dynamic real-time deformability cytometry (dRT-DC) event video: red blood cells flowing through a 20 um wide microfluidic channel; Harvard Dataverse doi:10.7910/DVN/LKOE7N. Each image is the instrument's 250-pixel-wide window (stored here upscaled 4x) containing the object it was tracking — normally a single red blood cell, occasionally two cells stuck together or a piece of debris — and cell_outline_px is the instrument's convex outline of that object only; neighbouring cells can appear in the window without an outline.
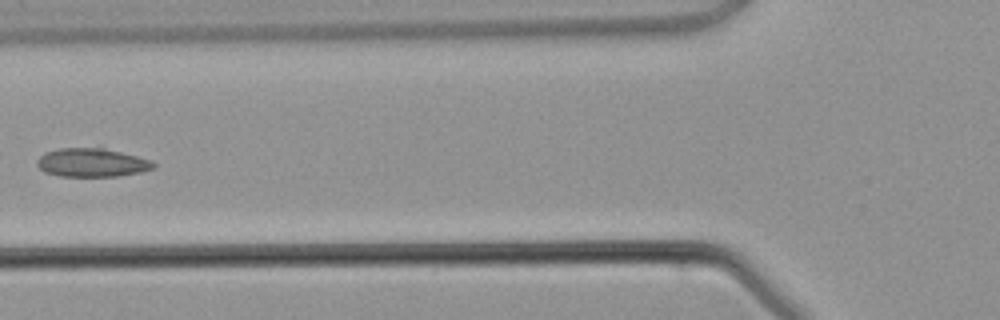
{"species": "common noctule bat (a hibernating species)", "species_latin": "Nyctalus noctula", "temperature_condition": "warm", "stored_images_in_passage": 4, "camera_frame_rate_fps": 3000, "um_per_image_px": 0.085, "animal": {"sex": "male", "body_mass_g": 21.5, "forearm_length_mm": 52.0}, "frame": {"image": 1, "passage_image": 4, "time_ms": 3.667, "image_size_px": [1000, 320], "cell_outline_px": [[156, 168], [140, 172], [116, 176], [60, 176], [44, 172], [36, 164], [36, 160], [44, 152], [60, 148], [104, 148], [152, 160], [156, 164]], "centroid_in_image_um": [7.8, 13.82], "position_along_channel_um": 118.0, "area_um2": 19.36}}